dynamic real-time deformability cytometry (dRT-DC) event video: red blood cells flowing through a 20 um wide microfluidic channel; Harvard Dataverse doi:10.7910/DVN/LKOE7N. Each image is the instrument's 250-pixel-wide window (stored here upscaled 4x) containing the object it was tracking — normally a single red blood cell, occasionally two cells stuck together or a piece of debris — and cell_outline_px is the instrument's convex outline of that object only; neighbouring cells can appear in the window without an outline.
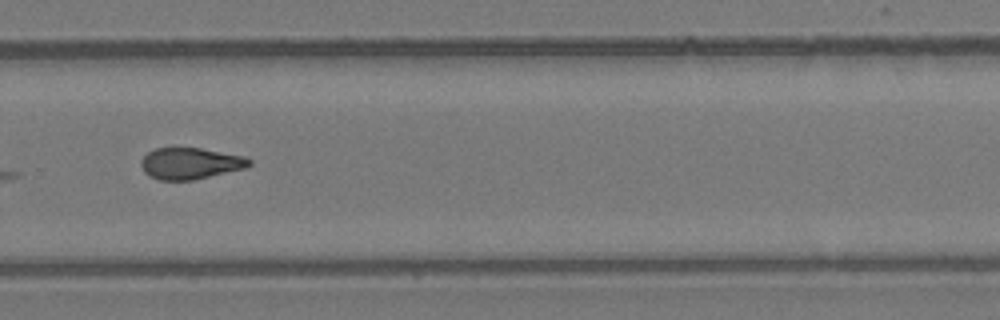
{"species": "common noctule bat (a hibernating species)", "species_latin": "Nyctalus noctula", "temperature_condition": "room temperature", "stored_images_in_passage": 35, "camera_frame_rate_fps": 3000, "um_per_image_px": 0.085, "animal": {"sex": "female", "body_mass_g": 24.6, "forearm_length_mm": 56.2}, "frame": {"image": 1, "passage_image": 20, "time_ms": 6.333, "image_size_px": [1000, 320], "cell_outline_px": [[252, 164], [244, 168], [192, 180], [160, 180], [148, 176], [144, 172], [140, 164], [140, 160], [148, 152], [156, 148], [200, 148], [244, 156], [252, 160]], "centroid_in_image_um": [16.15, 13.89], "position_along_channel_um": 313.7, "area_um2": 19.71}, "authors_computed_cell_mechanics": {"area_um2": 20.2878, "velocity_mm_per_s": 3.9009, "shape_relaxation_time_tau1_ms": null, "shape_relaxation_time_tau2_ms": 4.6863, "deformation_change_tau1": null, "deformation_change_tau2": 0.122}}